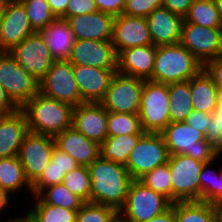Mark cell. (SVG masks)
I'll use <instances>...</instances> for the list:
<instances>
[{"label":"cell","instance_id":"1","mask_svg":"<svg viewBox=\"0 0 222 222\" xmlns=\"http://www.w3.org/2000/svg\"><path fill=\"white\" fill-rule=\"evenodd\" d=\"M91 179L90 202L119 211L126 203L132 177L126 167L101 155L88 166Z\"/></svg>","mask_w":222,"mask_h":222},{"label":"cell","instance_id":"2","mask_svg":"<svg viewBox=\"0 0 222 222\" xmlns=\"http://www.w3.org/2000/svg\"><path fill=\"white\" fill-rule=\"evenodd\" d=\"M29 132L55 137L72 127L74 107L38 92L21 108Z\"/></svg>","mask_w":222,"mask_h":222},{"label":"cell","instance_id":"3","mask_svg":"<svg viewBox=\"0 0 222 222\" xmlns=\"http://www.w3.org/2000/svg\"><path fill=\"white\" fill-rule=\"evenodd\" d=\"M203 69V64L181 43L157 46L150 81L169 84L187 81Z\"/></svg>","mask_w":222,"mask_h":222},{"label":"cell","instance_id":"4","mask_svg":"<svg viewBox=\"0 0 222 222\" xmlns=\"http://www.w3.org/2000/svg\"><path fill=\"white\" fill-rule=\"evenodd\" d=\"M170 155L185 154L203 163L215 160L221 152L205 135L185 122H170L161 132Z\"/></svg>","mask_w":222,"mask_h":222},{"label":"cell","instance_id":"5","mask_svg":"<svg viewBox=\"0 0 222 222\" xmlns=\"http://www.w3.org/2000/svg\"><path fill=\"white\" fill-rule=\"evenodd\" d=\"M172 202L147 187L140 180H132L125 205L118 213L127 222H145L168 210Z\"/></svg>","mask_w":222,"mask_h":222},{"label":"cell","instance_id":"6","mask_svg":"<svg viewBox=\"0 0 222 222\" xmlns=\"http://www.w3.org/2000/svg\"><path fill=\"white\" fill-rule=\"evenodd\" d=\"M167 84L145 80L139 118L145 133H161L170 123V102Z\"/></svg>","mask_w":222,"mask_h":222},{"label":"cell","instance_id":"7","mask_svg":"<svg viewBox=\"0 0 222 222\" xmlns=\"http://www.w3.org/2000/svg\"><path fill=\"white\" fill-rule=\"evenodd\" d=\"M204 163L185 154L170 155L172 203L200 201L199 175Z\"/></svg>","mask_w":222,"mask_h":222},{"label":"cell","instance_id":"8","mask_svg":"<svg viewBox=\"0 0 222 222\" xmlns=\"http://www.w3.org/2000/svg\"><path fill=\"white\" fill-rule=\"evenodd\" d=\"M170 154L161 133H145L131 151L125 165L133 180L168 163Z\"/></svg>","mask_w":222,"mask_h":222},{"label":"cell","instance_id":"9","mask_svg":"<svg viewBox=\"0 0 222 222\" xmlns=\"http://www.w3.org/2000/svg\"><path fill=\"white\" fill-rule=\"evenodd\" d=\"M0 83L18 108L39 92V81L25 72L8 51H0Z\"/></svg>","mask_w":222,"mask_h":222},{"label":"cell","instance_id":"10","mask_svg":"<svg viewBox=\"0 0 222 222\" xmlns=\"http://www.w3.org/2000/svg\"><path fill=\"white\" fill-rule=\"evenodd\" d=\"M39 92L43 95L68 103L73 107L82 103L78 85L69 60H55L39 81Z\"/></svg>","mask_w":222,"mask_h":222},{"label":"cell","instance_id":"11","mask_svg":"<svg viewBox=\"0 0 222 222\" xmlns=\"http://www.w3.org/2000/svg\"><path fill=\"white\" fill-rule=\"evenodd\" d=\"M144 81L116 72L104 99L100 102L107 112L139 114Z\"/></svg>","mask_w":222,"mask_h":222},{"label":"cell","instance_id":"12","mask_svg":"<svg viewBox=\"0 0 222 222\" xmlns=\"http://www.w3.org/2000/svg\"><path fill=\"white\" fill-rule=\"evenodd\" d=\"M55 139L49 135L28 132L18 152L25 176L32 185L52 159Z\"/></svg>","mask_w":222,"mask_h":222},{"label":"cell","instance_id":"13","mask_svg":"<svg viewBox=\"0 0 222 222\" xmlns=\"http://www.w3.org/2000/svg\"><path fill=\"white\" fill-rule=\"evenodd\" d=\"M180 43L203 65L222 55V28L183 21Z\"/></svg>","mask_w":222,"mask_h":222},{"label":"cell","instance_id":"14","mask_svg":"<svg viewBox=\"0 0 222 222\" xmlns=\"http://www.w3.org/2000/svg\"><path fill=\"white\" fill-rule=\"evenodd\" d=\"M25 72L40 81L55 61L40 32L27 36L8 51Z\"/></svg>","mask_w":222,"mask_h":222},{"label":"cell","instance_id":"15","mask_svg":"<svg viewBox=\"0 0 222 222\" xmlns=\"http://www.w3.org/2000/svg\"><path fill=\"white\" fill-rule=\"evenodd\" d=\"M68 60L73 65L117 70L118 54L111 41L75 40Z\"/></svg>","mask_w":222,"mask_h":222},{"label":"cell","instance_id":"16","mask_svg":"<svg viewBox=\"0 0 222 222\" xmlns=\"http://www.w3.org/2000/svg\"><path fill=\"white\" fill-rule=\"evenodd\" d=\"M72 127L101 145L108 137V112L101 103H81L73 109Z\"/></svg>","mask_w":222,"mask_h":222},{"label":"cell","instance_id":"17","mask_svg":"<svg viewBox=\"0 0 222 222\" xmlns=\"http://www.w3.org/2000/svg\"><path fill=\"white\" fill-rule=\"evenodd\" d=\"M35 32L23 4L8 2L0 23V51H10Z\"/></svg>","mask_w":222,"mask_h":222},{"label":"cell","instance_id":"18","mask_svg":"<svg viewBox=\"0 0 222 222\" xmlns=\"http://www.w3.org/2000/svg\"><path fill=\"white\" fill-rule=\"evenodd\" d=\"M111 42L117 54L124 49L153 44L146 18L125 14L115 16Z\"/></svg>","mask_w":222,"mask_h":222},{"label":"cell","instance_id":"19","mask_svg":"<svg viewBox=\"0 0 222 222\" xmlns=\"http://www.w3.org/2000/svg\"><path fill=\"white\" fill-rule=\"evenodd\" d=\"M117 70L91 66L73 65V74L78 85L82 103H100Z\"/></svg>","mask_w":222,"mask_h":222},{"label":"cell","instance_id":"20","mask_svg":"<svg viewBox=\"0 0 222 222\" xmlns=\"http://www.w3.org/2000/svg\"><path fill=\"white\" fill-rule=\"evenodd\" d=\"M74 34L75 40L90 39L111 41L114 16L96 11L69 17L66 20Z\"/></svg>","mask_w":222,"mask_h":222},{"label":"cell","instance_id":"21","mask_svg":"<svg viewBox=\"0 0 222 222\" xmlns=\"http://www.w3.org/2000/svg\"><path fill=\"white\" fill-rule=\"evenodd\" d=\"M153 45L180 43L184 18L164 7L157 8L146 17Z\"/></svg>","mask_w":222,"mask_h":222},{"label":"cell","instance_id":"22","mask_svg":"<svg viewBox=\"0 0 222 222\" xmlns=\"http://www.w3.org/2000/svg\"><path fill=\"white\" fill-rule=\"evenodd\" d=\"M157 46H136L118 54L117 72L123 75L149 80L152 77Z\"/></svg>","mask_w":222,"mask_h":222},{"label":"cell","instance_id":"23","mask_svg":"<svg viewBox=\"0 0 222 222\" xmlns=\"http://www.w3.org/2000/svg\"><path fill=\"white\" fill-rule=\"evenodd\" d=\"M56 147L69 154L79 165L89 166L100 156V145L70 127L55 137Z\"/></svg>","mask_w":222,"mask_h":222},{"label":"cell","instance_id":"24","mask_svg":"<svg viewBox=\"0 0 222 222\" xmlns=\"http://www.w3.org/2000/svg\"><path fill=\"white\" fill-rule=\"evenodd\" d=\"M29 132L23 111L0 116V158L18 156L25 135Z\"/></svg>","mask_w":222,"mask_h":222},{"label":"cell","instance_id":"25","mask_svg":"<svg viewBox=\"0 0 222 222\" xmlns=\"http://www.w3.org/2000/svg\"><path fill=\"white\" fill-rule=\"evenodd\" d=\"M40 34L44 37L55 60H68L75 43V37L66 20L57 18L46 28H43Z\"/></svg>","mask_w":222,"mask_h":222},{"label":"cell","instance_id":"26","mask_svg":"<svg viewBox=\"0 0 222 222\" xmlns=\"http://www.w3.org/2000/svg\"><path fill=\"white\" fill-rule=\"evenodd\" d=\"M193 110L212 113L218 103V87L211 77L202 69L196 76L189 79Z\"/></svg>","mask_w":222,"mask_h":222},{"label":"cell","instance_id":"27","mask_svg":"<svg viewBox=\"0 0 222 222\" xmlns=\"http://www.w3.org/2000/svg\"><path fill=\"white\" fill-rule=\"evenodd\" d=\"M0 188L13 197L14 195L17 197L20 191L30 193L29 197L32 195V185L27 180L17 156L0 158Z\"/></svg>","mask_w":222,"mask_h":222},{"label":"cell","instance_id":"28","mask_svg":"<svg viewBox=\"0 0 222 222\" xmlns=\"http://www.w3.org/2000/svg\"><path fill=\"white\" fill-rule=\"evenodd\" d=\"M170 122H184L193 111L189 80L167 84Z\"/></svg>","mask_w":222,"mask_h":222},{"label":"cell","instance_id":"29","mask_svg":"<svg viewBox=\"0 0 222 222\" xmlns=\"http://www.w3.org/2000/svg\"><path fill=\"white\" fill-rule=\"evenodd\" d=\"M144 134L107 137L100 145V155L117 164L126 165L128 157Z\"/></svg>","mask_w":222,"mask_h":222},{"label":"cell","instance_id":"30","mask_svg":"<svg viewBox=\"0 0 222 222\" xmlns=\"http://www.w3.org/2000/svg\"><path fill=\"white\" fill-rule=\"evenodd\" d=\"M31 207L25 209L35 222H75L78 211L45 204L38 196H31ZM35 200V201H34Z\"/></svg>","mask_w":222,"mask_h":222},{"label":"cell","instance_id":"31","mask_svg":"<svg viewBox=\"0 0 222 222\" xmlns=\"http://www.w3.org/2000/svg\"><path fill=\"white\" fill-rule=\"evenodd\" d=\"M184 20L209 28H222V20L214 0H195Z\"/></svg>","mask_w":222,"mask_h":222},{"label":"cell","instance_id":"32","mask_svg":"<svg viewBox=\"0 0 222 222\" xmlns=\"http://www.w3.org/2000/svg\"><path fill=\"white\" fill-rule=\"evenodd\" d=\"M45 204L59 206L78 211L85 203L79 196L73 194L63 183L44 188L37 195Z\"/></svg>","mask_w":222,"mask_h":222},{"label":"cell","instance_id":"33","mask_svg":"<svg viewBox=\"0 0 222 222\" xmlns=\"http://www.w3.org/2000/svg\"><path fill=\"white\" fill-rule=\"evenodd\" d=\"M176 222H214L210 203L187 201L175 203Z\"/></svg>","mask_w":222,"mask_h":222},{"label":"cell","instance_id":"34","mask_svg":"<svg viewBox=\"0 0 222 222\" xmlns=\"http://www.w3.org/2000/svg\"><path fill=\"white\" fill-rule=\"evenodd\" d=\"M145 134L139 115L108 112V137Z\"/></svg>","mask_w":222,"mask_h":222},{"label":"cell","instance_id":"35","mask_svg":"<svg viewBox=\"0 0 222 222\" xmlns=\"http://www.w3.org/2000/svg\"><path fill=\"white\" fill-rule=\"evenodd\" d=\"M62 183L84 202H90L91 179L88 166L79 165L66 173Z\"/></svg>","mask_w":222,"mask_h":222},{"label":"cell","instance_id":"36","mask_svg":"<svg viewBox=\"0 0 222 222\" xmlns=\"http://www.w3.org/2000/svg\"><path fill=\"white\" fill-rule=\"evenodd\" d=\"M20 2L25 7L32 28L36 32H40L57 19L46 0H20Z\"/></svg>","mask_w":222,"mask_h":222},{"label":"cell","instance_id":"37","mask_svg":"<svg viewBox=\"0 0 222 222\" xmlns=\"http://www.w3.org/2000/svg\"><path fill=\"white\" fill-rule=\"evenodd\" d=\"M139 180L147 187L162 194L172 202V184L168 163L156 167Z\"/></svg>","mask_w":222,"mask_h":222},{"label":"cell","instance_id":"38","mask_svg":"<svg viewBox=\"0 0 222 222\" xmlns=\"http://www.w3.org/2000/svg\"><path fill=\"white\" fill-rule=\"evenodd\" d=\"M117 213L111 206L85 202L78 210L75 222H110Z\"/></svg>","mask_w":222,"mask_h":222},{"label":"cell","instance_id":"39","mask_svg":"<svg viewBox=\"0 0 222 222\" xmlns=\"http://www.w3.org/2000/svg\"><path fill=\"white\" fill-rule=\"evenodd\" d=\"M222 153L212 162L204 163L200 175H199V181H200V201L201 202H207L211 203V187H214V181H215V174H219L221 167L214 168V165L218 164L216 162L217 159L220 161L219 158H221ZM215 163V164H214ZM213 165V167H212Z\"/></svg>","mask_w":222,"mask_h":222},{"label":"cell","instance_id":"40","mask_svg":"<svg viewBox=\"0 0 222 222\" xmlns=\"http://www.w3.org/2000/svg\"><path fill=\"white\" fill-rule=\"evenodd\" d=\"M64 176L65 172L61 171L56 163L50 161L40 177L32 184V196H37L48 186L62 183Z\"/></svg>","mask_w":222,"mask_h":222},{"label":"cell","instance_id":"41","mask_svg":"<svg viewBox=\"0 0 222 222\" xmlns=\"http://www.w3.org/2000/svg\"><path fill=\"white\" fill-rule=\"evenodd\" d=\"M160 7H162V0H126L123 14L146 18Z\"/></svg>","mask_w":222,"mask_h":222},{"label":"cell","instance_id":"42","mask_svg":"<svg viewBox=\"0 0 222 222\" xmlns=\"http://www.w3.org/2000/svg\"><path fill=\"white\" fill-rule=\"evenodd\" d=\"M205 139L222 153V113H211Z\"/></svg>","mask_w":222,"mask_h":222},{"label":"cell","instance_id":"43","mask_svg":"<svg viewBox=\"0 0 222 222\" xmlns=\"http://www.w3.org/2000/svg\"><path fill=\"white\" fill-rule=\"evenodd\" d=\"M98 11L94 0H69L66 12L60 17L67 20L69 17L89 14Z\"/></svg>","mask_w":222,"mask_h":222},{"label":"cell","instance_id":"44","mask_svg":"<svg viewBox=\"0 0 222 222\" xmlns=\"http://www.w3.org/2000/svg\"><path fill=\"white\" fill-rule=\"evenodd\" d=\"M211 114L193 110L190 115L185 119V123L190 127H194L204 135L206 134L208 124L210 123Z\"/></svg>","mask_w":222,"mask_h":222},{"label":"cell","instance_id":"45","mask_svg":"<svg viewBox=\"0 0 222 222\" xmlns=\"http://www.w3.org/2000/svg\"><path fill=\"white\" fill-rule=\"evenodd\" d=\"M203 69L211 77L214 84L218 88H222V55L206 62Z\"/></svg>","mask_w":222,"mask_h":222},{"label":"cell","instance_id":"46","mask_svg":"<svg viewBox=\"0 0 222 222\" xmlns=\"http://www.w3.org/2000/svg\"><path fill=\"white\" fill-rule=\"evenodd\" d=\"M51 161L56 163L65 174L79 166L69 154L62 152L57 147L54 148Z\"/></svg>","mask_w":222,"mask_h":222},{"label":"cell","instance_id":"47","mask_svg":"<svg viewBox=\"0 0 222 222\" xmlns=\"http://www.w3.org/2000/svg\"><path fill=\"white\" fill-rule=\"evenodd\" d=\"M98 11L118 16L123 14L126 0H94Z\"/></svg>","mask_w":222,"mask_h":222},{"label":"cell","instance_id":"48","mask_svg":"<svg viewBox=\"0 0 222 222\" xmlns=\"http://www.w3.org/2000/svg\"><path fill=\"white\" fill-rule=\"evenodd\" d=\"M195 0H162V7L184 18Z\"/></svg>","mask_w":222,"mask_h":222},{"label":"cell","instance_id":"49","mask_svg":"<svg viewBox=\"0 0 222 222\" xmlns=\"http://www.w3.org/2000/svg\"><path fill=\"white\" fill-rule=\"evenodd\" d=\"M18 107L7 96L2 83H0V116L15 112Z\"/></svg>","mask_w":222,"mask_h":222},{"label":"cell","instance_id":"50","mask_svg":"<svg viewBox=\"0 0 222 222\" xmlns=\"http://www.w3.org/2000/svg\"><path fill=\"white\" fill-rule=\"evenodd\" d=\"M51 11L55 14L57 18H60L67 10V5L69 0H46Z\"/></svg>","mask_w":222,"mask_h":222},{"label":"cell","instance_id":"51","mask_svg":"<svg viewBox=\"0 0 222 222\" xmlns=\"http://www.w3.org/2000/svg\"><path fill=\"white\" fill-rule=\"evenodd\" d=\"M14 199L16 200V197L13 198V196L10 195L7 191L0 188V219L4 218L2 217V214L5 213L6 209L10 210V207L13 206L12 203L15 201Z\"/></svg>","mask_w":222,"mask_h":222},{"label":"cell","instance_id":"52","mask_svg":"<svg viewBox=\"0 0 222 222\" xmlns=\"http://www.w3.org/2000/svg\"><path fill=\"white\" fill-rule=\"evenodd\" d=\"M222 199V168L219 174H215L214 187H211V203Z\"/></svg>","mask_w":222,"mask_h":222},{"label":"cell","instance_id":"53","mask_svg":"<svg viewBox=\"0 0 222 222\" xmlns=\"http://www.w3.org/2000/svg\"><path fill=\"white\" fill-rule=\"evenodd\" d=\"M145 222H176L175 203H172V206L162 214L155 216L151 220Z\"/></svg>","mask_w":222,"mask_h":222},{"label":"cell","instance_id":"54","mask_svg":"<svg viewBox=\"0 0 222 222\" xmlns=\"http://www.w3.org/2000/svg\"><path fill=\"white\" fill-rule=\"evenodd\" d=\"M23 212L21 214L20 209H19V211H18L19 214L15 217L13 216V218L10 215L6 214V216H8V218L6 216H4V217H5V219H8V220H2V222H35L25 210H23ZM9 216H10V219H9Z\"/></svg>","mask_w":222,"mask_h":222},{"label":"cell","instance_id":"55","mask_svg":"<svg viewBox=\"0 0 222 222\" xmlns=\"http://www.w3.org/2000/svg\"><path fill=\"white\" fill-rule=\"evenodd\" d=\"M213 214L214 222H222V199L210 203Z\"/></svg>","mask_w":222,"mask_h":222},{"label":"cell","instance_id":"56","mask_svg":"<svg viewBox=\"0 0 222 222\" xmlns=\"http://www.w3.org/2000/svg\"><path fill=\"white\" fill-rule=\"evenodd\" d=\"M212 113H222V88H218V103Z\"/></svg>","mask_w":222,"mask_h":222},{"label":"cell","instance_id":"57","mask_svg":"<svg viewBox=\"0 0 222 222\" xmlns=\"http://www.w3.org/2000/svg\"><path fill=\"white\" fill-rule=\"evenodd\" d=\"M8 2L6 0H0V23L3 19L5 8L7 6Z\"/></svg>","mask_w":222,"mask_h":222},{"label":"cell","instance_id":"58","mask_svg":"<svg viewBox=\"0 0 222 222\" xmlns=\"http://www.w3.org/2000/svg\"><path fill=\"white\" fill-rule=\"evenodd\" d=\"M214 3L216 5V8L219 11V15H220V18L222 20V0H214Z\"/></svg>","mask_w":222,"mask_h":222},{"label":"cell","instance_id":"59","mask_svg":"<svg viewBox=\"0 0 222 222\" xmlns=\"http://www.w3.org/2000/svg\"><path fill=\"white\" fill-rule=\"evenodd\" d=\"M110 222H127L119 213H117Z\"/></svg>","mask_w":222,"mask_h":222},{"label":"cell","instance_id":"60","mask_svg":"<svg viewBox=\"0 0 222 222\" xmlns=\"http://www.w3.org/2000/svg\"><path fill=\"white\" fill-rule=\"evenodd\" d=\"M7 2H19L20 0H6Z\"/></svg>","mask_w":222,"mask_h":222}]
</instances>
